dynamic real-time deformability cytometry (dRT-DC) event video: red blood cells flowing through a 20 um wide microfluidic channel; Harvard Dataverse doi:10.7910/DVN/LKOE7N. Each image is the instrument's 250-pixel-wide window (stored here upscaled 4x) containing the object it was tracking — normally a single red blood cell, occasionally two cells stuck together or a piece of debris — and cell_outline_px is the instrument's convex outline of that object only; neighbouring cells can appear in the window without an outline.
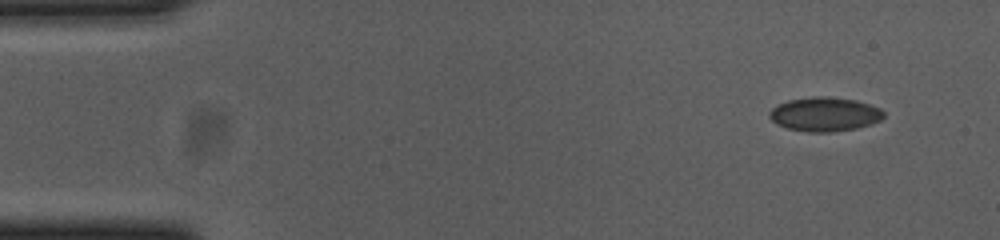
{"species": "common noctule bat (a hibernating species)", "species_latin": "Nyctalus noctula", "temperature_condition": "cold", "stored_images_in_passage": 54, "camera_frame_rate_fps": 3000, "um_per_image_px": 0.085, "animal": {"sex": "female", "body_mass_g": 23.0, "forearm_length_mm": 53.4}, "frame": {"image": 1, "passage_image": 1, "time_ms": 0.0, "image_size_px": [1000, 240], "cell_outline_px": [[884, 116], [880, 120], [872, 124], [856, 128], [828, 132], [808, 132], [788, 128], [776, 124], [768, 116], [768, 112], [772, 108], [788, 100], [816, 96], [824, 96], [856, 100], [880, 108], [884, 112]], "centroid_in_image_um": [70.09, 9.71], "position_along_channel_um": 14.9, "area_um2": 22.6}}
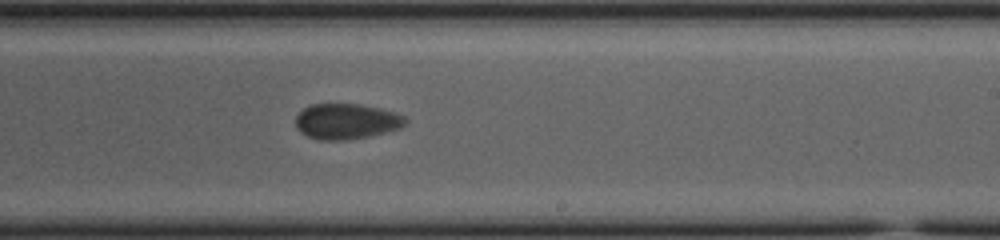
{"frame": {"image": 2, "passage_image": 31, "time_ms": 10.0, "image_size_px": [1000, 240], "cell_outline_px": [[408, 120], [400, 128], [368, 136], [348, 140], [320, 140], [308, 136], [300, 132], [296, 128], [296, 116], [304, 108], [312, 104], [360, 104], [380, 108], [396, 112], [404, 116]], "centroid_in_image_um": [29.44, 10.31], "position_along_channel_um": 259.6, "area_um2": 22.72}}
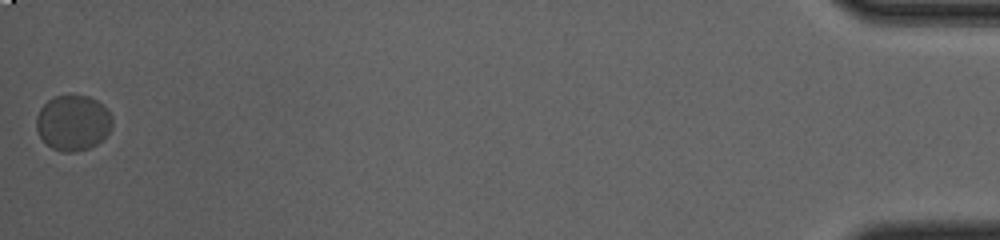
{"frame": {"image": 3, "passage_image": 54, "time_ms": 17.667, "image_size_px": [1000, 240], "cell_outline_px": [[112, 128], [96, 144], [88, 148], [76, 152], [64, 152], [52, 148], [40, 136], [36, 128], [36, 116], [40, 108], [48, 100], [56, 96], [88, 96], [104, 104], [112, 116]], "centroid_in_image_um": [6.21, 10.43], "position_along_channel_um": 429.0, "area_um2": 24.45}, "authors_computed_cell_mechanics": {"area_um2": 23.0333, "velocity_mm_per_s": 3.5167, "shape_relaxation_time_tau1_ms": 2.0295, "shape_relaxation_time_tau2_ms": null, "deformation_change_tau1": 0.0441, "deformation_change_tau2": null}}